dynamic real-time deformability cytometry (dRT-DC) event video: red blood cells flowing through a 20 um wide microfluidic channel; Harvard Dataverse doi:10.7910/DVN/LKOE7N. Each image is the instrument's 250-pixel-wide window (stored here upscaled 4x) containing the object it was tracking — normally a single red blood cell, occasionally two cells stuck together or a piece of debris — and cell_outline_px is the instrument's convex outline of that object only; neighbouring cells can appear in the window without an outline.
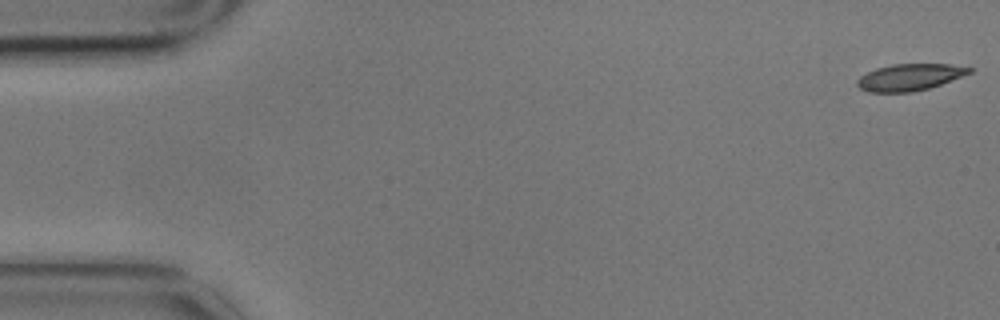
{"species": "common noctule bat (a hibernating species)", "species_latin": "Nyctalus noctula", "temperature_condition": "cold", "stored_images_in_passage": 5, "camera_frame_rate_fps": 3000, "um_per_image_px": 0.085, "animal": {"sex": "male", "body_mass_g": 17.9}, "frame": {"image": 1, "passage_image": 1, "time_ms": 0.0, "image_size_px": [1000, 320], "cell_outline_px": [[972, 72], [940, 84], [928, 88], [912, 92], [868, 92], [860, 88], [856, 84], [856, 80], [860, 76], [876, 68], [892, 64], [948, 64], [972, 68]], "centroid_in_image_um": [77.28, 6.56], "position_along_channel_um": 7.7, "area_um2": 17.28}}
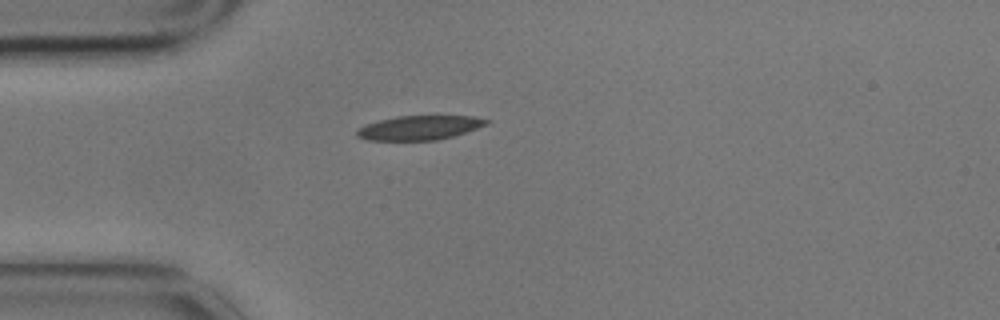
{"frame": {"image": 2, "passage_image": 5, "time_ms": 1.333, "image_size_px": [1000, 320], "cell_outline_px": [[492, 120], [488, 124], [452, 136], [436, 140], [368, 140], [356, 136], [356, 132], [360, 128], [368, 124], [380, 120], [396, 116], [472, 116]], "centroid_in_image_um": [35.67, 10.85], "position_along_channel_um": 49.3, "area_um2": 18.03}}